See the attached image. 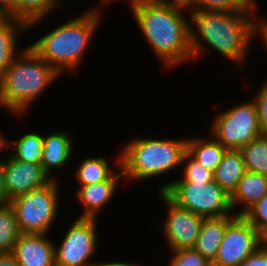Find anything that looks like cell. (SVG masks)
<instances>
[{"instance_id": "obj_1", "label": "cell", "mask_w": 267, "mask_h": 266, "mask_svg": "<svg viewBox=\"0 0 267 266\" xmlns=\"http://www.w3.org/2000/svg\"><path fill=\"white\" fill-rule=\"evenodd\" d=\"M188 13L193 60L203 55L208 45L242 69L253 38L261 34L258 12L195 10Z\"/></svg>"}, {"instance_id": "obj_2", "label": "cell", "mask_w": 267, "mask_h": 266, "mask_svg": "<svg viewBox=\"0 0 267 266\" xmlns=\"http://www.w3.org/2000/svg\"><path fill=\"white\" fill-rule=\"evenodd\" d=\"M129 8L137 28L161 65L173 68L193 60L185 7L157 0H136Z\"/></svg>"}, {"instance_id": "obj_3", "label": "cell", "mask_w": 267, "mask_h": 266, "mask_svg": "<svg viewBox=\"0 0 267 266\" xmlns=\"http://www.w3.org/2000/svg\"><path fill=\"white\" fill-rule=\"evenodd\" d=\"M100 12L92 7L51 32H46L29 46L60 74L66 71L75 73L85 58L93 34L100 27L103 19Z\"/></svg>"}, {"instance_id": "obj_4", "label": "cell", "mask_w": 267, "mask_h": 266, "mask_svg": "<svg viewBox=\"0 0 267 266\" xmlns=\"http://www.w3.org/2000/svg\"><path fill=\"white\" fill-rule=\"evenodd\" d=\"M24 49L0 76V106L18 116L28 115L32 103L61 76L30 46Z\"/></svg>"}, {"instance_id": "obj_5", "label": "cell", "mask_w": 267, "mask_h": 266, "mask_svg": "<svg viewBox=\"0 0 267 266\" xmlns=\"http://www.w3.org/2000/svg\"><path fill=\"white\" fill-rule=\"evenodd\" d=\"M121 148L124 180L141 181L163 176L181 166L187 139L133 138Z\"/></svg>"}, {"instance_id": "obj_6", "label": "cell", "mask_w": 267, "mask_h": 266, "mask_svg": "<svg viewBox=\"0 0 267 266\" xmlns=\"http://www.w3.org/2000/svg\"><path fill=\"white\" fill-rule=\"evenodd\" d=\"M57 179L18 196L9 203L14 209L21 233L49 234L57 214L61 196Z\"/></svg>"}, {"instance_id": "obj_7", "label": "cell", "mask_w": 267, "mask_h": 266, "mask_svg": "<svg viewBox=\"0 0 267 266\" xmlns=\"http://www.w3.org/2000/svg\"><path fill=\"white\" fill-rule=\"evenodd\" d=\"M164 193L178 206L204 218L236 215L231 195L217 182H172Z\"/></svg>"}, {"instance_id": "obj_8", "label": "cell", "mask_w": 267, "mask_h": 266, "mask_svg": "<svg viewBox=\"0 0 267 266\" xmlns=\"http://www.w3.org/2000/svg\"><path fill=\"white\" fill-rule=\"evenodd\" d=\"M215 117L210 136L226 149H240L263 134L254 100L225 109Z\"/></svg>"}, {"instance_id": "obj_9", "label": "cell", "mask_w": 267, "mask_h": 266, "mask_svg": "<svg viewBox=\"0 0 267 266\" xmlns=\"http://www.w3.org/2000/svg\"><path fill=\"white\" fill-rule=\"evenodd\" d=\"M98 219L79 218L55 245L56 266H96L90 259L98 249Z\"/></svg>"}, {"instance_id": "obj_10", "label": "cell", "mask_w": 267, "mask_h": 266, "mask_svg": "<svg viewBox=\"0 0 267 266\" xmlns=\"http://www.w3.org/2000/svg\"><path fill=\"white\" fill-rule=\"evenodd\" d=\"M263 243L265 238L243 215H237L227 225L212 266H239Z\"/></svg>"}, {"instance_id": "obj_11", "label": "cell", "mask_w": 267, "mask_h": 266, "mask_svg": "<svg viewBox=\"0 0 267 266\" xmlns=\"http://www.w3.org/2000/svg\"><path fill=\"white\" fill-rule=\"evenodd\" d=\"M159 193L157 194L160 196V200L167 206V216L162 231H164L169 249L193 248L204 217L178 206L164 192Z\"/></svg>"}, {"instance_id": "obj_12", "label": "cell", "mask_w": 267, "mask_h": 266, "mask_svg": "<svg viewBox=\"0 0 267 266\" xmlns=\"http://www.w3.org/2000/svg\"><path fill=\"white\" fill-rule=\"evenodd\" d=\"M2 180L10 202L18 196L44 186L52 179L41 164L22 162L7 154L3 162Z\"/></svg>"}, {"instance_id": "obj_13", "label": "cell", "mask_w": 267, "mask_h": 266, "mask_svg": "<svg viewBox=\"0 0 267 266\" xmlns=\"http://www.w3.org/2000/svg\"><path fill=\"white\" fill-rule=\"evenodd\" d=\"M114 164L117 170H119L108 180L86 186H79L77 189L75 198L83 207L79 218L97 219L99 211H101L108 202L112 201L114 195L117 194L118 184L124 179L123 171L120 167V154L117 156V159H115Z\"/></svg>"}, {"instance_id": "obj_14", "label": "cell", "mask_w": 267, "mask_h": 266, "mask_svg": "<svg viewBox=\"0 0 267 266\" xmlns=\"http://www.w3.org/2000/svg\"><path fill=\"white\" fill-rule=\"evenodd\" d=\"M47 235L21 234L12 250L19 266H56L55 242Z\"/></svg>"}, {"instance_id": "obj_15", "label": "cell", "mask_w": 267, "mask_h": 266, "mask_svg": "<svg viewBox=\"0 0 267 266\" xmlns=\"http://www.w3.org/2000/svg\"><path fill=\"white\" fill-rule=\"evenodd\" d=\"M52 130L49 134L43 135V158L41 166L51 179H56L53 169L59 170L63 166L69 165L72 158L73 137L66 131Z\"/></svg>"}, {"instance_id": "obj_16", "label": "cell", "mask_w": 267, "mask_h": 266, "mask_svg": "<svg viewBox=\"0 0 267 266\" xmlns=\"http://www.w3.org/2000/svg\"><path fill=\"white\" fill-rule=\"evenodd\" d=\"M266 193L267 176L246 170L231 194V204L234 212L236 211V215H243ZM238 206L242 209L239 207L237 210Z\"/></svg>"}, {"instance_id": "obj_17", "label": "cell", "mask_w": 267, "mask_h": 266, "mask_svg": "<svg viewBox=\"0 0 267 266\" xmlns=\"http://www.w3.org/2000/svg\"><path fill=\"white\" fill-rule=\"evenodd\" d=\"M236 216L237 215H229L204 218L200 233L193 248L210 262H213L216 258L227 225Z\"/></svg>"}, {"instance_id": "obj_18", "label": "cell", "mask_w": 267, "mask_h": 266, "mask_svg": "<svg viewBox=\"0 0 267 266\" xmlns=\"http://www.w3.org/2000/svg\"><path fill=\"white\" fill-rule=\"evenodd\" d=\"M24 31H28L24 22L10 16H0V76L20 53V49L17 51V43Z\"/></svg>"}, {"instance_id": "obj_19", "label": "cell", "mask_w": 267, "mask_h": 266, "mask_svg": "<svg viewBox=\"0 0 267 266\" xmlns=\"http://www.w3.org/2000/svg\"><path fill=\"white\" fill-rule=\"evenodd\" d=\"M245 172L240 150L227 149L214 171V181L231 195Z\"/></svg>"}, {"instance_id": "obj_20", "label": "cell", "mask_w": 267, "mask_h": 266, "mask_svg": "<svg viewBox=\"0 0 267 266\" xmlns=\"http://www.w3.org/2000/svg\"><path fill=\"white\" fill-rule=\"evenodd\" d=\"M227 149L212 136L187 139V153L205 168L215 171Z\"/></svg>"}, {"instance_id": "obj_21", "label": "cell", "mask_w": 267, "mask_h": 266, "mask_svg": "<svg viewBox=\"0 0 267 266\" xmlns=\"http://www.w3.org/2000/svg\"><path fill=\"white\" fill-rule=\"evenodd\" d=\"M10 154L16 160L41 164L43 158V133L25 132L18 139L10 141ZM12 152V153H11Z\"/></svg>"}, {"instance_id": "obj_22", "label": "cell", "mask_w": 267, "mask_h": 266, "mask_svg": "<svg viewBox=\"0 0 267 266\" xmlns=\"http://www.w3.org/2000/svg\"><path fill=\"white\" fill-rule=\"evenodd\" d=\"M61 0H17V20L24 22L28 29L39 25L55 9L63 7Z\"/></svg>"}, {"instance_id": "obj_23", "label": "cell", "mask_w": 267, "mask_h": 266, "mask_svg": "<svg viewBox=\"0 0 267 266\" xmlns=\"http://www.w3.org/2000/svg\"><path fill=\"white\" fill-rule=\"evenodd\" d=\"M109 165L105 157L84 158L74 174L79 183L77 185L86 186L108 180L116 172Z\"/></svg>"}, {"instance_id": "obj_24", "label": "cell", "mask_w": 267, "mask_h": 266, "mask_svg": "<svg viewBox=\"0 0 267 266\" xmlns=\"http://www.w3.org/2000/svg\"><path fill=\"white\" fill-rule=\"evenodd\" d=\"M239 150L247 171L267 176V134L258 136Z\"/></svg>"}, {"instance_id": "obj_25", "label": "cell", "mask_w": 267, "mask_h": 266, "mask_svg": "<svg viewBox=\"0 0 267 266\" xmlns=\"http://www.w3.org/2000/svg\"><path fill=\"white\" fill-rule=\"evenodd\" d=\"M14 209L8 204H0V253L12 252L21 236Z\"/></svg>"}, {"instance_id": "obj_26", "label": "cell", "mask_w": 267, "mask_h": 266, "mask_svg": "<svg viewBox=\"0 0 267 266\" xmlns=\"http://www.w3.org/2000/svg\"><path fill=\"white\" fill-rule=\"evenodd\" d=\"M185 164V166H184ZM181 165L184 166L183 177L171 182L162 184L159 192H164L172 182H212L214 181V172L205 168L203 165L193 159L187 152L184 154Z\"/></svg>"}, {"instance_id": "obj_27", "label": "cell", "mask_w": 267, "mask_h": 266, "mask_svg": "<svg viewBox=\"0 0 267 266\" xmlns=\"http://www.w3.org/2000/svg\"><path fill=\"white\" fill-rule=\"evenodd\" d=\"M186 9L189 12L195 10L218 12L255 11L246 0H189Z\"/></svg>"}, {"instance_id": "obj_28", "label": "cell", "mask_w": 267, "mask_h": 266, "mask_svg": "<svg viewBox=\"0 0 267 266\" xmlns=\"http://www.w3.org/2000/svg\"><path fill=\"white\" fill-rule=\"evenodd\" d=\"M243 217L264 237H267V193L252 205Z\"/></svg>"}, {"instance_id": "obj_29", "label": "cell", "mask_w": 267, "mask_h": 266, "mask_svg": "<svg viewBox=\"0 0 267 266\" xmlns=\"http://www.w3.org/2000/svg\"><path fill=\"white\" fill-rule=\"evenodd\" d=\"M172 257L169 266H212L207 258L203 257L194 248L170 250Z\"/></svg>"}, {"instance_id": "obj_30", "label": "cell", "mask_w": 267, "mask_h": 266, "mask_svg": "<svg viewBox=\"0 0 267 266\" xmlns=\"http://www.w3.org/2000/svg\"><path fill=\"white\" fill-rule=\"evenodd\" d=\"M265 80L262 81V86L259 87L256 93V99H254L263 134H267V79Z\"/></svg>"}, {"instance_id": "obj_31", "label": "cell", "mask_w": 267, "mask_h": 266, "mask_svg": "<svg viewBox=\"0 0 267 266\" xmlns=\"http://www.w3.org/2000/svg\"><path fill=\"white\" fill-rule=\"evenodd\" d=\"M239 266H267V244L263 243L253 254Z\"/></svg>"}, {"instance_id": "obj_32", "label": "cell", "mask_w": 267, "mask_h": 266, "mask_svg": "<svg viewBox=\"0 0 267 266\" xmlns=\"http://www.w3.org/2000/svg\"><path fill=\"white\" fill-rule=\"evenodd\" d=\"M0 16L17 19V0H0Z\"/></svg>"}, {"instance_id": "obj_33", "label": "cell", "mask_w": 267, "mask_h": 266, "mask_svg": "<svg viewBox=\"0 0 267 266\" xmlns=\"http://www.w3.org/2000/svg\"><path fill=\"white\" fill-rule=\"evenodd\" d=\"M0 266H19L12 252L0 253Z\"/></svg>"}, {"instance_id": "obj_34", "label": "cell", "mask_w": 267, "mask_h": 266, "mask_svg": "<svg viewBox=\"0 0 267 266\" xmlns=\"http://www.w3.org/2000/svg\"><path fill=\"white\" fill-rule=\"evenodd\" d=\"M261 41L263 42L262 46L267 50V19L265 16L261 17V34H260Z\"/></svg>"}, {"instance_id": "obj_35", "label": "cell", "mask_w": 267, "mask_h": 266, "mask_svg": "<svg viewBox=\"0 0 267 266\" xmlns=\"http://www.w3.org/2000/svg\"><path fill=\"white\" fill-rule=\"evenodd\" d=\"M2 173H3V162H0V204H8L9 201L7 199V195L3 187Z\"/></svg>"}, {"instance_id": "obj_36", "label": "cell", "mask_w": 267, "mask_h": 266, "mask_svg": "<svg viewBox=\"0 0 267 266\" xmlns=\"http://www.w3.org/2000/svg\"><path fill=\"white\" fill-rule=\"evenodd\" d=\"M96 266H140L135 262H123V261H112V262H97Z\"/></svg>"}, {"instance_id": "obj_37", "label": "cell", "mask_w": 267, "mask_h": 266, "mask_svg": "<svg viewBox=\"0 0 267 266\" xmlns=\"http://www.w3.org/2000/svg\"><path fill=\"white\" fill-rule=\"evenodd\" d=\"M2 134H3V133H2L1 130H0V153L3 152L2 149L5 150V149L10 148V141L7 140L6 137H3ZM5 159H6V157L3 158V159H1L0 162H4Z\"/></svg>"}, {"instance_id": "obj_38", "label": "cell", "mask_w": 267, "mask_h": 266, "mask_svg": "<svg viewBox=\"0 0 267 266\" xmlns=\"http://www.w3.org/2000/svg\"><path fill=\"white\" fill-rule=\"evenodd\" d=\"M164 3H169L173 5H178L187 8L189 0H157Z\"/></svg>"}, {"instance_id": "obj_39", "label": "cell", "mask_w": 267, "mask_h": 266, "mask_svg": "<svg viewBox=\"0 0 267 266\" xmlns=\"http://www.w3.org/2000/svg\"><path fill=\"white\" fill-rule=\"evenodd\" d=\"M254 9L255 11L257 12L258 10V5L256 4V0H246ZM257 8V9H256Z\"/></svg>"}, {"instance_id": "obj_40", "label": "cell", "mask_w": 267, "mask_h": 266, "mask_svg": "<svg viewBox=\"0 0 267 266\" xmlns=\"http://www.w3.org/2000/svg\"><path fill=\"white\" fill-rule=\"evenodd\" d=\"M101 1V5H106V4H109L110 2H112L113 0H100ZM134 1L136 0H128V3H133Z\"/></svg>"}]
</instances>
